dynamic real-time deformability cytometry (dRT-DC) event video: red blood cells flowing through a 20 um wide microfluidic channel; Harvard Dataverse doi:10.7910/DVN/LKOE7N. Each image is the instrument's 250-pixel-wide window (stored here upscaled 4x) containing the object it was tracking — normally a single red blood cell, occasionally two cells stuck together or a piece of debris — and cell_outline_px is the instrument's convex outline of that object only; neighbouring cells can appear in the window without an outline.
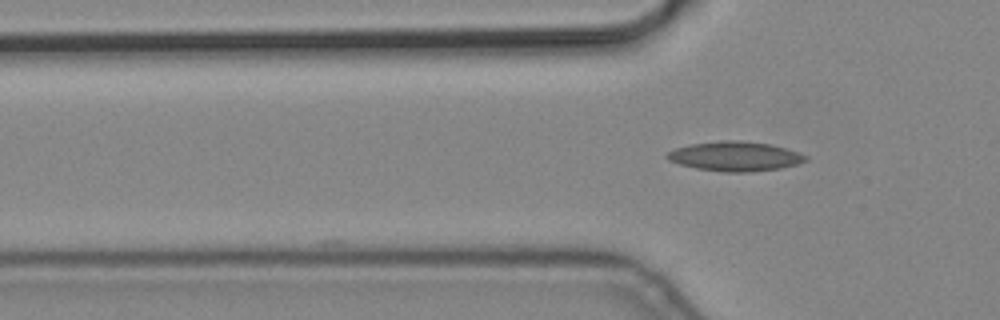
{"species": "common noctule bat (a hibernating species)", "species_latin": "Nyctalus noctula", "temperature_condition": "cold", "stored_images_in_passage": 2, "camera_frame_rate_fps": 3000, "um_per_image_px": 0.085, "animal": {"sex": "male", "body_mass_g": 19.2, "forearm_length_mm": 51.8}, "frame": {"image": 1, "passage_image": 2, "time_ms": 0.333, "image_size_px": [1000, 320], "cell_outline_px": [[808, 160], [796, 164], [780, 168], [752, 172], [724, 172], [696, 168], [680, 164], [668, 160], [664, 156], [668, 152], [676, 148], [688, 144], [724, 140], [740, 140], [768, 144], [784, 148], [808, 156]], "centroid_in_image_um": [62.45, 13.29], "position_along_channel_um": 63.4, "area_um2": 23.76}}